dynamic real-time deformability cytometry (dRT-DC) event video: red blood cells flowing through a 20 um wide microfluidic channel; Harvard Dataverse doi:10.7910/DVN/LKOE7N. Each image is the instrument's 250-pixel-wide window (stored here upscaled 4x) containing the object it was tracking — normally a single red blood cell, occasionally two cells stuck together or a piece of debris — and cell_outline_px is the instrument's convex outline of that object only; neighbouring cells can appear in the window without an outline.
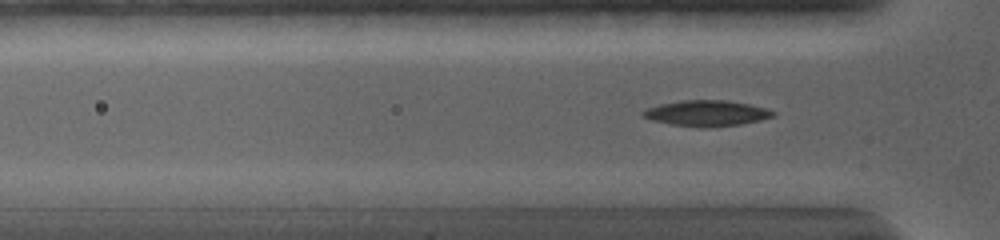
{"species": "common noctule bat (a hibernating species)", "species_latin": "Nyctalus noctula", "temperature_condition": "warm", "stored_images_in_passage": 77, "camera_frame_rate_fps": 5000, "um_per_image_px": 0.085, "animal": {"sex": "female", "body_mass_g": 19.0, "forearm_length_mm": 56.7}, "frame": {"image": 1, "passage_image": 17, "time_ms": 3.4, "image_size_px": [1000, 240], "cell_outline_px": [[776, 116], [760, 120], [740, 124], [704, 128], [700, 128], [672, 124], [652, 120], [640, 116], [640, 112], [648, 108], [660, 104], [680, 100], [728, 100], [768, 108], [776, 112]], "centroid_in_image_um": [60.07, 9.62], "position_along_channel_um": 65.7, "area_um2": 19.71}}
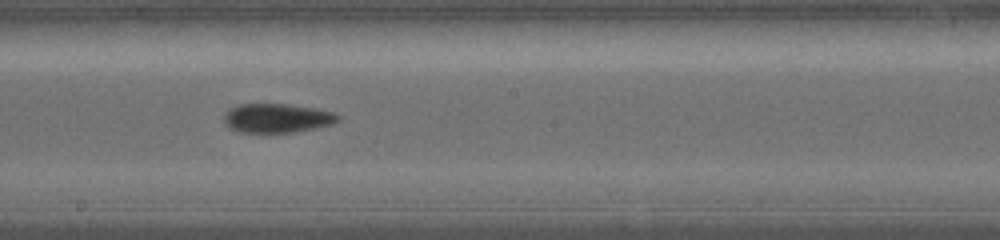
{"frame": {"image": 2, "passage_image": 34, "time_ms": 7.6, "image_size_px": [1000, 240], "cell_outline_px": [[340, 120], [332, 124], [316, 128], [292, 132], [240, 132], [228, 128], [224, 124], [224, 112], [228, 108], [240, 104], [288, 104], [316, 108], [332, 112], [340, 116]], "centroid_in_image_um": [23.51, 10.03], "position_along_channel_um": 224.7, "area_um2": 19.48}}
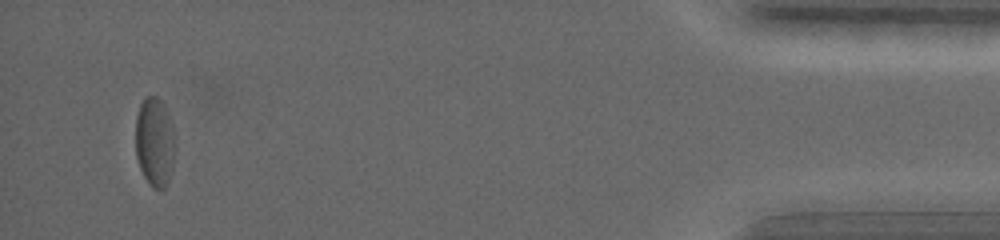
{"frame": {"image": 3, "passage_image": 69, "time_ms": 15.4, "image_size_px": [1000, 240], "cell_outline_px": [[176, 148], [172, 172], [164, 188], [152, 188], [144, 176], [140, 168], [136, 156], [136, 116], [140, 104], [144, 96], [156, 96], [164, 104], [168, 112], [172, 124], [176, 144]], "centroid_in_image_um": [13.17, 12.05], "position_along_channel_um": 422.0, "area_um2": 20.92}, "authors_computed_cell_mechanics": {"area_um2": 20.1722, "velocity_mm_per_s": 3.7946, "shape_relaxation_time_tau1_ms": 3.5324, "shape_relaxation_time_tau2_ms": 2.8342, "deformation_change_tau1": 0.1049, "deformation_change_tau2": 0.074}}